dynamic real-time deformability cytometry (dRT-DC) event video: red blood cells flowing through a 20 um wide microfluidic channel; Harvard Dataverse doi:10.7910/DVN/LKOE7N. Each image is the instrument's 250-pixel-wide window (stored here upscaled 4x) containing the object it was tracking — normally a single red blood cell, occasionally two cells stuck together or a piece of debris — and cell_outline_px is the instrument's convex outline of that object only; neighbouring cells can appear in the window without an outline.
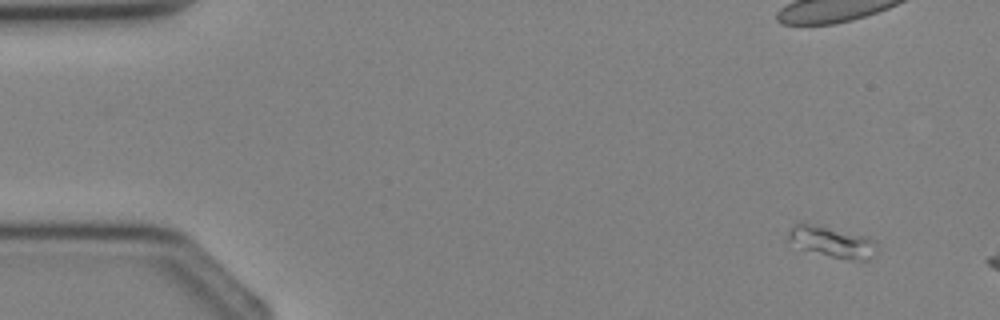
{"species": "Egyptian fruit bat (a non-hibernating species)", "species_latin": "Rousettus aegyptiacus", "temperature_condition": "cold", "stored_images_in_passage": 4, "segment_of_instrument_passage": [2, 2], "camera_frame_rate_fps": 3000, "um_per_image_px": 0.085, "animal": {"sex": "female"}, "frame": {"image": 1, "passage_image": 4, "time_ms": 4.333, "image_size_px": [1000, 320], "cell_outline_px": [[876, 248], [872, 256], [868, 260], [848, 260], [832, 256], [804, 248], [788, 240], [788, 232], [796, 224], [808, 224], [868, 236], [876, 240]], "centroid_in_image_um": [70.81, 20.57], "position_along_channel_um": 14.2, "area_um2": 15.26}}